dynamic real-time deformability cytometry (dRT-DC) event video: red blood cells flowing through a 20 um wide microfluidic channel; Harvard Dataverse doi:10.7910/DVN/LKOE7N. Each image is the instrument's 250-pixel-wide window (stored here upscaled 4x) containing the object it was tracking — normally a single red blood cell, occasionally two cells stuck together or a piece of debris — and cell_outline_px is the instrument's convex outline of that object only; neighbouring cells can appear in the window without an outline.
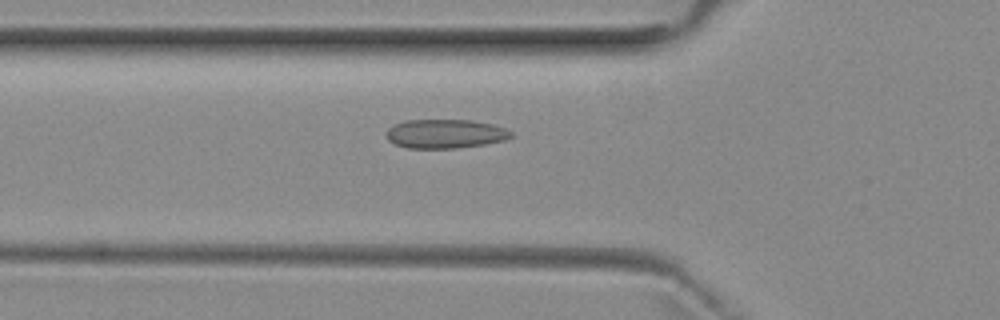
{"species": "common noctule bat (a hibernating species)", "species_latin": "Nyctalus noctula", "temperature_condition": "room temperature", "stored_images_in_passage": 52, "camera_frame_rate_fps": 3000, "um_per_image_px": 0.085, "animal": {"sex": "female", "body_mass_g": 29.2, "forearm_length_mm": 56.3}, "frame": {"image": 1, "passage_image": 18, "time_ms": 5.667, "image_size_px": [1000, 320], "cell_outline_px": [[512, 136], [504, 140], [484, 144], [456, 148], [408, 148], [396, 144], [388, 140], [388, 128], [396, 124], [408, 120], [472, 120], [492, 124], [504, 128], [512, 132]], "centroid_in_image_um": [37.87, 11.37], "position_along_channel_um": 87.9, "area_um2": 20.81}}
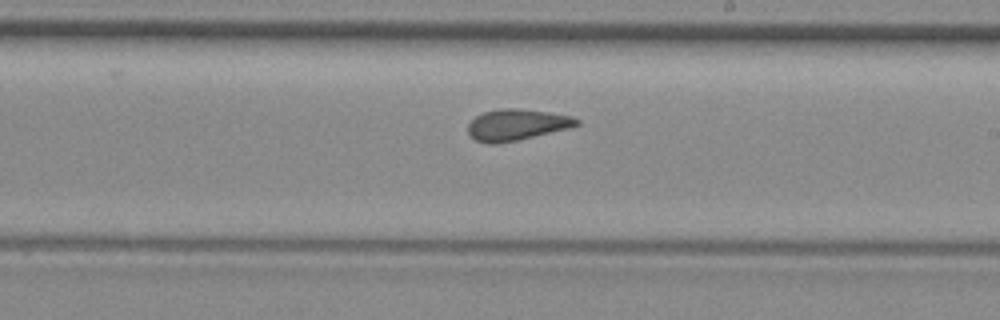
{"frame": {"image": 2, "passage_image": 30, "time_ms": 9.667, "image_size_px": [1000, 320], "cell_outline_px": [[580, 124], [568, 128], [516, 140], [496, 144], [488, 144], [476, 140], [468, 132], [468, 124], [476, 116], [484, 112], [500, 108], [520, 108], [548, 112], [572, 116], [580, 120]], "centroid_in_image_um": [43.91, 10.59], "position_along_channel_um": 245.1, "area_um2": 19.59}}
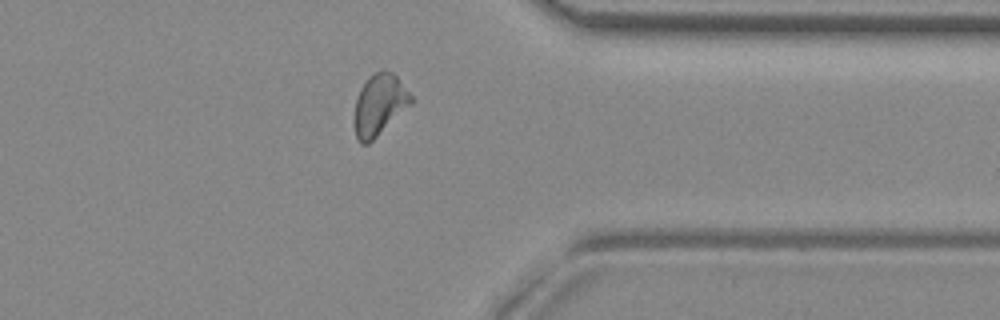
{"frame": {"image": 3, "passage_image": 41, "time_ms": 13.333, "image_size_px": [1000, 320], "cell_outline_px": [[412, 104], [368, 144], [360, 144], [356, 136], [356, 96], [360, 88], [368, 76], [384, 68], [392, 72], [396, 76], [412, 96]], "centroid_in_image_um": [32.26, 8.87], "position_along_channel_um": 379.1, "area_um2": 19.94}, "authors_computed_cell_mechanics": {"area_um2": 20.0277, "velocity_mm_per_s": 3.9236, "shape_relaxation_time_tau1_ms": null, "shape_relaxation_time_tau2_ms": 2.2598, "deformation_change_tau1": null, "deformation_change_tau2": 0.0834}}